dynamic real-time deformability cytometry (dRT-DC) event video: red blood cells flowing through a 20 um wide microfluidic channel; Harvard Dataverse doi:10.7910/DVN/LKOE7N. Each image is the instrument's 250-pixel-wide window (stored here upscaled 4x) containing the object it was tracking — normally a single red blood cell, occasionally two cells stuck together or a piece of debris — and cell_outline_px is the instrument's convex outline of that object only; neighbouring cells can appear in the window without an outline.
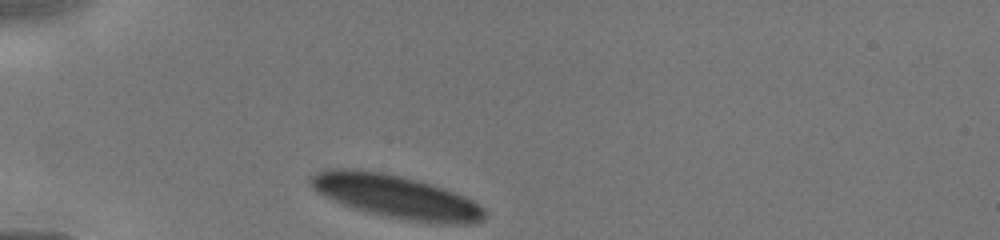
{"species": "human", "species_latin": "Homo sapiens", "temperature_condition": "cold", "stored_images_in_passage": 28, "camera_frame_rate_fps": 3000, "um_per_image_px": 0.085, "donor": {"sex": "male"}, "frame": {"image": 1, "passage_image": 1, "time_ms": 0.0, "image_size_px": [1000, 240], "cell_outline_px": [[488, 216], [484, 220], [476, 224], [436, 224], [408, 220], [384, 216], [368, 212], [344, 204], [324, 196], [312, 188], [312, 176], [320, 172], [336, 168], [352, 168], [380, 172], [400, 176], [432, 184], [444, 188], [464, 196], [480, 204], [488, 212]], "centroid_in_image_um": [33.79, 16.74], "position_along_channel_um": 51.2, "area_um2": 43.64}}
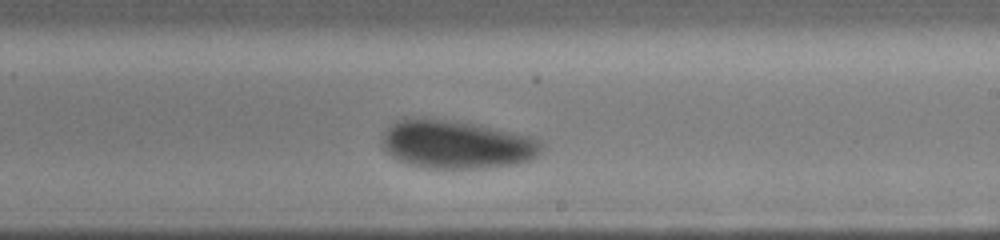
{"frame": {"image": 2, "passage_image": 18, "time_ms": 5.0, "image_size_px": [1000, 240], "cell_outline_px": [[544, 148], [532, 160], [516, 164], [484, 168], [424, 168], [408, 164], [396, 160], [384, 148], [384, 132], [396, 120], [424, 116], [476, 124], [528, 136], [544, 140]], "centroid_in_image_um": [38.83, 12.27], "position_along_channel_um": 250.2, "area_um2": 45.2}}
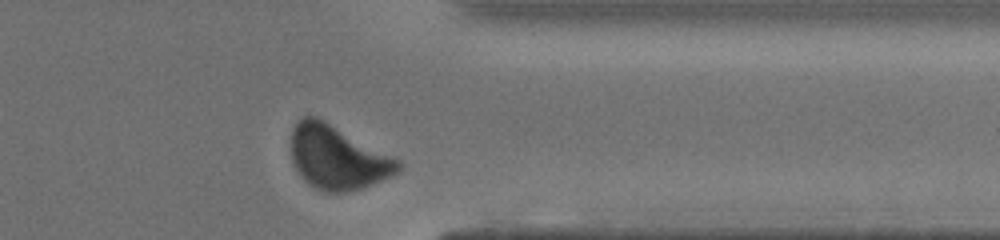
{"frame": {"image": 3, "passage_image": 27, "time_ms": 8.0, "image_size_px": [1000, 240], "cell_outline_px": [[404, 164], [400, 172], [392, 176], [360, 188], [336, 192], [328, 192], [316, 188], [308, 184], [304, 180], [296, 168], [292, 160], [292, 128], [296, 120], [300, 116], [316, 116], [324, 120], [400, 160]], "centroid_in_image_um": [28.69, 13.36], "position_along_channel_um": 382.7, "area_um2": 39.54}}